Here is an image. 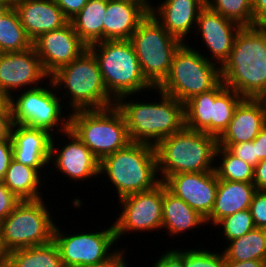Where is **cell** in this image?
I'll return each mask as SVG.
<instances>
[{
  "mask_svg": "<svg viewBox=\"0 0 266 267\" xmlns=\"http://www.w3.org/2000/svg\"><path fill=\"white\" fill-rule=\"evenodd\" d=\"M221 80L243 98L266 95V26L242 27L229 59L220 68Z\"/></svg>",
  "mask_w": 266,
  "mask_h": 267,
  "instance_id": "1",
  "label": "cell"
},
{
  "mask_svg": "<svg viewBox=\"0 0 266 267\" xmlns=\"http://www.w3.org/2000/svg\"><path fill=\"white\" fill-rule=\"evenodd\" d=\"M154 90L161 95L158 103L138 100L127 102L129 95L116 102L125 117L131 142L156 146L162 139L185 126L184 104L157 88Z\"/></svg>",
  "mask_w": 266,
  "mask_h": 267,
  "instance_id": "2",
  "label": "cell"
},
{
  "mask_svg": "<svg viewBox=\"0 0 266 267\" xmlns=\"http://www.w3.org/2000/svg\"><path fill=\"white\" fill-rule=\"evenodd\" d=\"M217 148L218 138L185 126L165 137L155 146L160 182L178 173L213 171Z\"/></svg>",
  "mask_w": 266,
  "mask_h": 267,
  "instance_id": "3",
  "label": "cell"
},
{
  "mask_svg": "<svg viewBox=\"0 0 266 267\" xmlns=\"http://www.w3.org/2000/svg\"><path fill=\"white\" fill-rule=\"evenodd\" d=\"M103 174L115 186L119 199L153 189L160 183L155 146L130 142L100 161L99 175Z\"/></svg>",
  "mask_w": 266,
  "mask_h": 267,
  "instance_id": "4",
  "label": "cell"
},
{
  "mask_svg": "<svg viewBox=\"0 0 266 267\" xmlns=\"http://www.w3.org/2000/svg\"><path fill=\"white\" fill-rule=\"evenodd\" d=\"M88 48L98 60L107 92L116 102L123 96L154 89L142 74L130 40H102Z\"/></svg>",
  "mask_w": 266,
  "mask_h": 267,
  "instance_id": "5",
  "label": "cell"
},
{
  "mask_svg": "<svg viewBox=\"0 0 266 267\" xmlns=\"http://www.w3.org/2000/svg\"><path fill=\"white\" fill-rule=\"evenodd\" d=\"M50 79L57 91L62 87L67 90L63 98H70L69 109L72 107V111L116 105L105 88L98 60L89 48L70 64L58 69Z\"/></svg>",
  "mask_w": 266,
  "mask_h": 267,
  "instance_id": "6",
  "label": "cell"
},
{
  "mask_svg": "<svg viewBox=\"0 0 266 267\" xmlns=\"http://www.w3.org/2000/svg\"><path fill=\"white\" fill-rule=\"evenodd\" d=\"M69 129L101 161L131 141L122 111L116 106L71 111Z\"/></svg>",
  "mask_w": 266,
  "mask_h": 267,
  "instance_id": "7",
  "label": "cell"
},
{
  "mask_svg": "<svg viewBox=\"0 0 266 267\" xmlns=\"http://www.w3.org/2000/svg\"><path fill=\"white\" fill-rule=\"evenodd\" d=\"M186 42L175 52L167 77L157 87L183 104L210 91L221 81L219 65L208 61L205 54Z\"/></svg>",
  "mask_w": 266,
  "mask_h": 267,
  "instance_id": "8",
  "label": "cell"
},
{
  "mask_svg": "<svg viewBox=\"0 0 266 267\" xmlns=\"http://www.w3.org/2000/svg\"><path fill=\"white\" fill-rule=\"evenodd\" d=\"M145 79L157 88L167 77L175 52L183 42L148 14L130 39Z\"/></svg>",
  "mask_w": 266,
  "mask_h": 267,
  "instance_id": "9",
  "label": "cell"
},
{
  "mask_svg": "<svg viewBox=\"0 0 266 267\" xmlns=\"http://www.w3.org/2000/svg\"><path fill=\"white\" fill-rule=\"evenodd\" d=\"M42 199L21 200L11 213L0 221L2 243L7 253L44 245L53 240L56 223Z\"/></svg>",
  "mask_w": 266,
  "mask_h": 267,
  "instance_id": "10",
  "label": "cell"
},
{
  "mask_svg": "<svg viewBox=\"0 0 266 267\" xmlns=\"http://www.w3.org/2000/svg\"><path fill=\"white\" fill-rule=\"evenodd\" d=\"M242 99L221 80L210 91L196 95L184 104L185 127L219 138Z\"/></svg>",
  "mask_w": 266,
  "mask_h": 267,
  "instance_id": "11",
  "label": "cell"
},
{
  "mask_svg": "<svg viewBox=\"0 0 266 267\" xmlns=\"http://www.w3.org/2000/svg\"><path fill=\"white\" fill-rule=\"evenodd\" d=\"M48 80L50 81L49 87L52 89L38 86L16 95V100L13 96L10 98L13 124L44 129L51 135L55 132V128L58 129L56 131L60 130L59 132L62 133L69 129L70 115H62L64 114L61 105L63 98L60 95L57 96V90L51 79Z\"/></svg>",
  "mask_w": 266,
  "mask_h": 267,
  "instance_id": "12",
  "label": "cell"
},
{
  "mask_svg": "<svg viewBox=\"0 0 266 267\" xmlns=\"http://www.w3.org/2000/svg\"><path fill=\"white\" fill-rule=\"evenodd\" d=\"M53 241L58 246L64 267H85L101 262L116 251L113 244L117 246L114 225L106 230L84 231L73 235H66L55 225Z\"/></svg>",
  "mask_w": 266,
  "mask_h": 267,
  "instance_id": "13",
  "label": "cell"
},
{
  "mask_svg": "<svg viewBox=\"0 0 266 267\" xmlns=\"http://www.w3.org/2000/svg\"><path fill=\"white\" fill-rule=\"evenodd\" d=\"M119 201L121 213L113 222L117 241L128 231L162 230L163 182L149 191L133 193Z\"/></svg>",
  "mask_w": 266,
  "mask_h": 267,
  "instance_id": "14",
  "label": "cell"
},
{
  "mask_svg": "<svg viewBox=\"0 0 266 267\" xmlns=\"http://www.w3.org/2000/svg\"><path fill=\"white\" fill-rule=\"evenodd\" d=\"M33 47L49 76L77 59L88 48L70 21L59 29L41 34L33 41Z\"/></svg>",
  "mask_w": 266,
  "mask_h": 267,
  "instance_id": "15",
  "label": "cell"
},
{
  "mask_svg": "<svg viewBox=\"0 0 266 267\" xmlns=\"http://www.w3.org/2000/svg\"><path fill=\"white\" fill-rule=\"evenodd\" d=\"M46 78L50 76L44 70L34 47L18 52L0 53V88L9 98L12 97V91L14 93L20 88L22 91L26 87H38L39 82L42 83Z\"/></svg>",
  "mask_w": 266,
  "mask_h": 267,
  "instance_id": "16",
  "label": "cell"
},
{
  "mask_svg": "<svg viewBox=\"0 0 266 267\" xmlns=\"http://www.w3.org/2000/svg\"><path fill=\"white\" fill-rule=\"evenodd\" d=\"M163 183L171 193L185 201L205 219L210 215L218 187L215 170L178 173L170 175Z\"/></svg>",
  "mask_w": 266,
  "mask_h": 267,
  "instance_id": "17",
  "label": "cell"
},
{
  "mask_svg": "<svg viewBox=\"0 0 266 267\" xmlns=\"http://www.w3.org/2000/svg\"><path fill=\"white\" fill-rule=\"evenodd\" d=\"M64 134L70 140L60 148L61 150L56 148V140L52 136L50 164L55 165L58 172L73 181L98 177L100 161L71 129L64 131L62 135Z\"/></svg>",
  "mask_w": 266,
  "mask_h": 267,
  "instance_id": "18",
  "label": "cell"
},
{
  "mask_svg": "<svg viewBox=\"0 0 266 267\" xmlns=\"http://www.w3.org/2000/svg\"><path fill=\"white\" fill-rule=\"evenodd\" d=\"M196 27L200 39L211 52L205 58L215 64L219 63L221 68L229 59L236 35L242 26L205 6L199 13Z\"/></svg>",
  "mask_w": 266,
  "mask_h": 267,
  "instance_id": "19",
  "label": "cell"
},
{
  "mask_svg": "<svg viewBox=\"0 0 266 267\" xmlns=\"http://www.w3.org/2000/svg\"><path fill=\"white\" fill-rule=\"evenodd\" d=\"M266 124V104L263 98H243L234 110L227 129L218 138V146L253 141Z\"/></svg>",
  "mask_w": 266,
  "mask_h": 267,
  "instance_id": "20",
  "label": "cell"
},
{
  "mask_svg": "<svg viewBox=\"0 0 266 267\" xmlns=\"http://www.w3.org/2000/svg\"><path fill=\"white\" fill-rule=\"evenodd\" d=\"M52 136L44 129L13 124L10 136L13 159L42 174L43 168L50 165Z\"/></svg>",
  "mask_w": 266,
  "mask_h": 267,
  "instance_id": "21",
  "label": "cell"
},
{
  "mask_svg": "<svg viewBox=\"0 0 266 267\" xmlns=\"http://www.w3.org/2000/svg\"><path fill=\"white\" fill-rule=\"evenodd\" d=\"M14 9L32 42L69 22L54 0H20Z\"/></svg>",
  "mask_w": 266,
  "mask_h": 267,
  "instance_id": "22",
  "label": "cell"
},
{
  "mask_svg": "<svg viewBox=\"0 0 266 267\" xmlns=\"http://www.w3.org/2000/svg\"><path fill=\"white\" fill-rule=\"evenodd\" d=\"M205 6V0H164L153 7L151 15L169 34L184 43Z\"/></svg>",
  "mask_w": 266,
  "mask_h": 267,
  "instance_id": "23",
  "label": "cell"
},
{
  "mask_svg": "<svg viewBox=\"0 0 266 267\" xmlns=\"http://www.w3.org/2000/svg\"><path fill=\"white\" fill-rule=\"evenodd\" d=\"M148 14L133 3L107 0L103 21V40H130Z\"/></svg>",
  "mask_w": 266,
  "mask_h": 267,
  "instance_id": "24",
  "label": "cell"
},
{
  "mask_svg": "<svg viewBox=\"0 0 266 267\" xmlns=\"http://www.w3.org/2000/svg\"><path fill=\"white\" fill-rule=\"evenodd\" d=\"M256 191L253 183L218 179L215 203L206 223L215 226L224 217L249 209Z\"/></svg>",
  "mask_w": 266,
  "mask_h": 267,
  "instance_id": "25",
  "label": "cell"
},
{
  "mask_svg": "<svg viewBox=\"0 0 266 267\" xmlns=\"http://www.w3.org/2000/svg\"><path fill=\"white\" fill-rule=\"evenodd\" d=\"M206 224L205 218L181 198L171 193L163 183L162 229L175 236Z\"/></svg>",
  "mask_w": 266,
  "mask_h": 267,
  "instance_id": "26",
  "label": "cell"
},
{
  "mask_svg": "<svg viewBox=\"0 0 266 267\" xmlns=\"http://www.w3.org/2000/svg\"><path fill=\"white\" fill-rule=\"evenodd\" d=\"M40 177L37 169L12 159L2 181L20 200H36L43 197L39 192L42 185Z\"/></svg>",
  "mask_w": 266,
  "mask_h": 267,
  "instance_id": "27",
  "label": "cell"
},
{
  "mask_svg": "<svg viewBox=\"0 0 266 267\" xmlns=\"http://www.w3.org/2000/svg\"><path fill=\"white\" fill-rule=\"evenodd\" d=\"M107 0H88L81 11L70 20L74 31L87 45L103 40V21Z\"/></svg>",
  "mask_w": 266,
  "mask_h": 267,
  "instance_id": "28",
  "label": "cell"
},
{
  "mask_svg": "<svg viewBox=\"0 0 266 267\" xmlns=\"http://www.w3.org/2000/svg\"><path fill=\"white\" fill-rule=\"evenodd\" d=\"M6 267H64L56 243L32 246L11 251L7 255Z\"/></svg>",
  "mask_w": 266,
  "mask_h": 267,
  "instance_id": "29",
  "label": "cell"
},
{
  "mask_svg": "<svg viewBox=\"0 0 266 267\" xmlns=\"http://www.w3.org/2000/svg\"><path fill=\"white\" fill-rule=\"evenodd\" d=\"M229 242L228 247L223 250L226 260L266 262V229L255 228Z\"/></svg>",
  "mask_w": 266,
  "mask_h": 267,
  "instance_id": "30",
  "label": "cell"
},
{
  "mask_svg": "<svg viewBox=\"0 0 266 267\" xmlns=\"http://www.w3.org/2000/svg\"><path fill=\"white\" fill-rule=\"evenodd\" d=\"M33 47L17 11L11 8L0 22V53L18 52Z\"/></svg>",
  "mask_w": 266,
  "mask_h": 267,
  "instance_id": "31",
  "label": "cell"
},
{
  "mask_svg": "<svg viewBox=\"0 0 266 267\" xmlns=\"http://www.w3.org/2000/svg\"><path fill=\"white\" fill-rule=\"evenodd\" d=\"M219 155L220 158H219ZM216 157L221 160L215 165L218 179L253 183L254 167L232 154L227 148L218 146Z\"/></svg>",
  "mask_w": 266,
  "mask_h": 267,
  "instance_id": "32",
  "label": "cell"
},
{
  "mask_svg": "<svg viewBox=\"0 0 266 267\" xmlns=\"http://www.w3.org/2000/svg\"><path fill=\"white\" fill-rule=\"evenodd\" d=\"M206 6L242 27L254 26L252 0H205Z\"/></svg>",
  "mask_w": 266,
  "mask_h": 267,
  "instance_id": "33",
  "label": "cell"
},
{
  "mask_svg": "<svg viewBox=\"0 0 266 267\" xmlns=\"http://www.w3.org/2000/svg\"><path fill=\"white\" fill-rule=\"evenodd\" d=\"M222 228V234L227 241L239 238L255 229L250 209L237 211L236 213L221 219L214 227Z\"/></svg>",
  "mask_w": 266,
  "mask_h": 267,
  "instance_id": "34",
  "label": "cell"
},
{
  "mask_svg": "<svg viewBox=\"0 0 266 267\" xmlns=\"http://www.w3.org/2000/svg\"><path fill=\"white\" fill-rule=\"evenodd\" d=\"M225 259L222 250L221 253L195 248L185 250V267H224Z\"/></svg>",
  "mask_w": 266,
  "mask_h": 267,
  "instance_id": "35",
  "label": "cell"
},
{
  "mask_svg": "<svg viewBox=\"0 0 266 267\" xmlns=\"http://www.w3.org/2000/svg\"><path fill=\"white\" fill-rule=\"evenodd\" d=\"M249 209L255 227L266 229V190H257L254 193Z\"/></svg>",
  "mask_w": 266,
  "mask_h": 267,
  "instance_id": "36",
  "label": "cell"
},
{
  "mask_svg": "<svg viewBox=\"0 0 266 267\" xmlns=\"http://www.w3.org/2000/svg\"><path fill=\"white\" fill-rule=\"evenodd\" d=\"M227 149L232 154L239 157L246 163L252 165L253 167H255L260 162L259 158L256 155L253 141L231 144Z\"/></svg>",
  "mask_w": 266,
  "mask_h": 267,
  "instance_id": "37",
  "label": "cell"
},
{
  "mask_svg": "<svg viewBox=\"0 0 266 267\" xmlns=\"http://www.w3.org/2000/svg\"><path fill=\"white\" fill-rule=\"evenodd\" d=\"M20 201L0 180V221L5 219Z\"/></svg>",
  "mask_w": 266,
  "mask_h": 267,
  "instance_id": "38",
  "label": "cell"
},
{
  "mask_svg": "<svg viewBox=\"0 0 266 267\" xmlns=\"http://www.w3.org/2000/svg\"><path fill=\"white\" fill-rule=\"evenodd\" d=\"M152 267H185V250H167Z\"/></svg>",
  "mask_w": 266,
  "mask_h": 267,
  "instance_id": "39",
  "label": "cell"
},
{
  "mask_svg": "<svg viewBox=\"0 0 266 267\" xmlns=\"http://www.w3.org/2000/svg\"><path fill=\"white\" fill-rule=\"evenodd\" d=\"M62 10L64 16L70 21L86 5L88 0H54Z\"/></svg>",
  "mask_w": 266,
  "mask_h": 267,
  "instance_id": "40",
  "label": "cell"
},
{
  "mask_svg": "<svg viewBox=\"0 0 266 267\" xmlns=\"http://www.w3.org/2000/svg\"><path fill=\"white\" fill-rule=\"evenodd\" d=\"M13 159L12 140H0V180L4 178L11 160Z\"/></svg>",
  "mask_w": 266,
  "mask_h": 267,
  "instance_id": "41",
  "label": "cell"
},
{
  "mask_svg": "<svg viewBox=\"0 0 266 267\" xmlns=\"http://www.w3.org/2000/svg\"><path fill=\"white\" fill-rule=\"evenodd\" d=\"M124 258H126L124 249H121L120 251L119 249H116V251L105 260L85 267H128V262H126V259Z\"/></svg>",
  "mask_w": 266,
  "mask_h": 267,
  "instance_id": "42",
  "label": "cell"
},
{
  "mask_svg": "<svg viewBox=\"0 0 266 267\" xmlns=\"http://www.w3.org/2000/svg\"><path fill=\"white\" fill-rule=\"evenodd\" d=\"M12 110L11 108L0 109V140L8 139L11 136Z\"/></svg>",
  "mask_w": 266,
  "mask_h": 267,
  "instance_id": "43",
  "label": "cell"
},
{
  "mask_svg": "<svg viewBox=\"0 0 266 267\" xmlns=\"http://www.w3.org/2000/svg\"><path fill=\"white\" fill-rule=\"evenodd\" d=\"M253 184L257 190H266V159L254 167Z\"/></svg>",
  "mask_w": 266,
  "mask_h": 267,
  "instance_id": "44",
  "label": "cell"
},
{
  "mask_svg": "<svg viewBox=\"0 0 266 267\" xmlns=\"http://www.w3.org/2000/svg\"><path fill=\"white\" fill-rule=\"evenodd\" d=\"M254 26H266V0H252Z\"/></svg>",
  "mask_w": 266,
  "mask_h": 267,
  "instance_id": "45",
  "label": "cell"
},
{
  "mask_svg": "<svg viewBox=\"0 0 266 267\" xmlns=\"http://www.w3.org/2000/svg\"><path fill=\"white\" fill-rule=\"evenodd\" d=\"M253 145L255 146L256 155L259 160L266 159V124L253 140Z\"/></svg>",
  "mask_w": 266,
  "mask_h": 267,
  "instance_id": "46",
  "label": "cell"
},
{
  "mask_svg": "<svg viewBox=\"0 0 266 267\" xmlns=\"http://www.w3.org/2000/svg\"><path fill=\"white\" fill-rule=\"evenodd\" d=\"M224 267H266V262L263 260L233 261L225 259Z\"/></svg>",
  "mask_w": 266,
  "mask_h": 267,
  "instance_id": "47",
  "label": "cell"
},
{
  "mask_svg": "<svg viewBox=\"0 0 266 267\" xmlns=\"http://www.w3.org/2000/svg\"><path fill=\"white\" fill-rule=\"evenodd\" d=\"M117 1H125V2H129V3H133L135 5H139L147 14H151L152 9L154 5L152 6V4L150 3V0H117Z\"/></svg>",
  "mask_w": 266,
  "mask_h": 267,
  "instance_id": "48",
  "label": "cell"
},
{
  "mask_svg": "<svg viewBox=\"0 0 266 267\" xmlns=\"http://www.w3.org/2000/svg\"><path fill=\"white\" fill-rule=\"evenodd\" d=\"M9 101H10V98L0 88V109L11 108Z\"/></svg>",
  "mask_w": 266,
  "mask_h": 267,
  "instance_id": "49",
  "label": "cell"
},
{
  "mask_svg": "<svg viewBox=\"0 0 266 267\" xmlns=\"http://www.w3.org/2000/svg\"><path fill=\"white\" fill-rule=\"evenodd\" d=\"M7 255L8 253L2 243L1 224H0V262H6Z\"/></svg>",
  "mask_w": 266,
  "mask_h": 267,
  "instance_id": "50",
  "label": "cell"
},
{
  "mask_svg": "<svg viewBox=\"0 0 266 267\" xmlns=\"http://www.w3.org/2000/svg\"><path fill=\"white\" fill-rule=\"evenodd\" d=\"M19 2L20 0H0L1 4L7 5L11 8H14Z\"/></svg>",
  "mask_w": 266,
  "mask_h": 267,
  "instance_id": "51",
  "label": "cell"
},
{
  "mask_svg": "<svg viewBox=\"0 0 266 267\" xmlns=\"http://www.w3.org/2000/svg\"><path fill=\"white\" fill-rule=\"evenodd\" d=\"M11 9V7L0 3V22L2 17Z\"/></svg>",
  "mask_w": 266,
  "mask_h": 267,
  "instance_id": "52",
  "label": "cell"
},
{
  "mask_svg": "<svg viewBox=\"0 0 266 267\" xmlns=\"http://www.w3.org/2000/svg\"><path fill=\"white\" fill-rule=\"evenodd\" d=\"M0 267H6V262H0Z\"/></svg>",
  "mask_w": 266,
  "mask_h": 267,
  "instance_id": "53",
  "label": "cell"
},
{
  "mask_svg": "<svg viewBox=\"0 0 266 267\" xmlns=\"http://www.w3.org/2000/svg\"><path fill=\"white\" fill-rule=\"evenodd\" d=\"M263 100L265 101V104H266V95L263 97Z\"/></svg>",
  "mask_w": 266,
  "mask_h": 267,
  "instance_id": "54",
  "label": "cell"
}]
</instances>
